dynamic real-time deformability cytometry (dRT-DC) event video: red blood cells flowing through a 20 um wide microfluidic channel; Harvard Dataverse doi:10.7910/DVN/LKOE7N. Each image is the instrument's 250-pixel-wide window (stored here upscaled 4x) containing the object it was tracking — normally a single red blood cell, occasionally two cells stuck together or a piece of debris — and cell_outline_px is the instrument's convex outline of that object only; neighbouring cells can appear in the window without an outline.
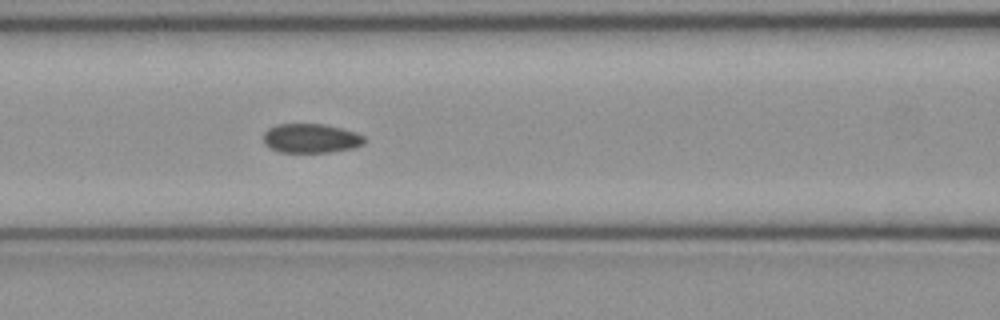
{"species": "common noctule bat (a hibernating species)", "species_latin": "Nyctalus noctula", "temperature_condition": "cold", "stored_images_in_passage": 18, "camera_frame_rate_fps": 3000, "um_per_image_px": 0.085, "animal": {"sex": "female", "body_mass_g": 21.9}, "frame": {"image": 1, "passage_image": 11, "time_ms": 3.333, "image_size_px": [1000, 320], "cell_outline_px": [[364, 144], [352, 148], [328, 152], [280, 152], [264, 144], [264, 132], [268, 128], [276, 124], [324, 124], [356, 132], [364, 136]], "centroid_in_image_um": [26.42, 11.75], "position_along_channel_um": 140.2, "area_um2": 17.11}}
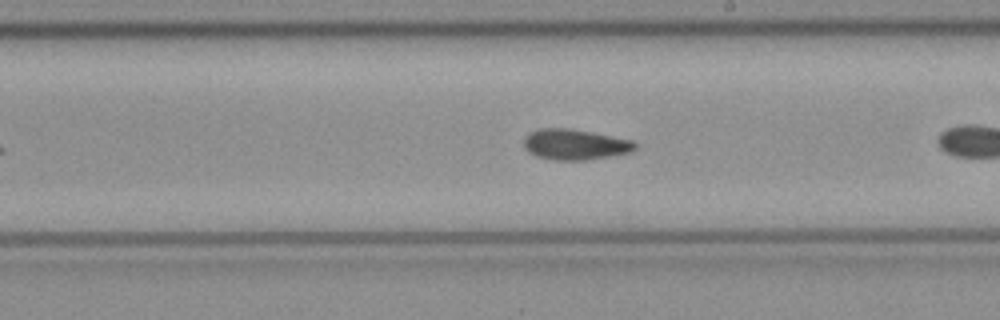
{"frame": {"image": 2, "passage_image": 16, "time_ms": 5.0, "image_size_px": [1000, 320], "cell_outline_px": [[636, 148], [632, 152], [584, 160], [552, 160], [536, 156], [528, 152], [524, 148], [524, 140], [528, 132], [540, 128], [568, 128], [592, 132], [632, 140], [636, 144]], "centroid_in_image_um": [48.84, 12.28], "position_along_channel_um": 240.2, "area_um2": 19.88}}